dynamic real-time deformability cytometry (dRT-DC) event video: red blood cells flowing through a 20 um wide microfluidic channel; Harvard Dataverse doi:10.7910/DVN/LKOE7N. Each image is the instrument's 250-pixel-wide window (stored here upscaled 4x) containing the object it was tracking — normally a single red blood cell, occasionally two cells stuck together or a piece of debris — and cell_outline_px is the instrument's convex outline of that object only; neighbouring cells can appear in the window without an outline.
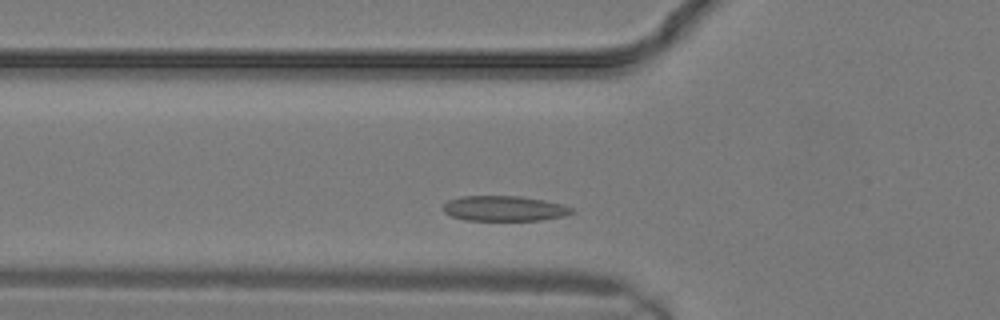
{"species": "common noctule bat (a hibernating species)", "species_latin": "Nyctalus noctula", "temperature_condition": "warm", "stored_images_in_passage": 7, "camera_frame_rate_fps": 3000, "um_per_image_px": 0.085, "animal": {"sex": "male", "body_mass_g": 19.2, "forearm_length_mm": 51.8}, "frame": {"image": 1, "passage_image": 3, "time_ms": 0.667, "image_size_px": [1000, 320], "cell_outline_px": [[576, 212], [564, 216], [540, 220], [464, 220], [452, 216], [444, 212], [444, 204], [448, 200], [460, 196], [520, 196], [544, 200], [564, 204], [572, 208]], "centroid_in_image_um": [42.89, 17.71], "position_along_channel_um": 82.9, "area_um2": 18.96}}
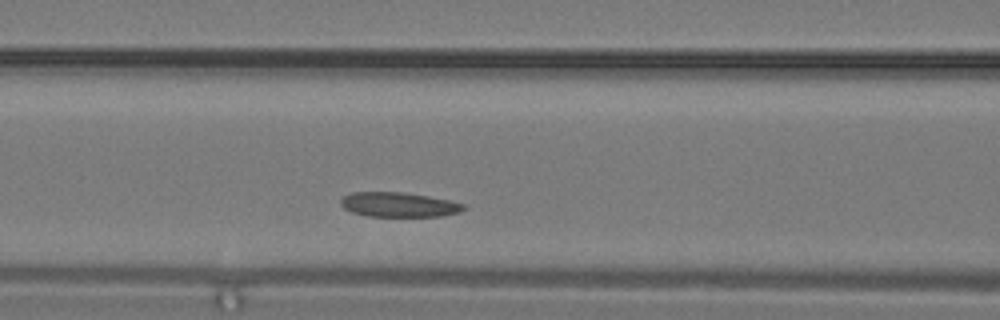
{"frame": {"image": 2, "passage_image": 5, "time_ms": 1.333, "image_size_px": [1000, 320], "cell_outline_px": [[468, 208], [460, 212], [440, 216], [368, 216], [352, 212], [344, 208], [340, 204], [340, 200], [344, 196], [352, 192], [404, 192], [428, 196], [448, 200], [464, 204]], "centroid_in_image_um": [33.9, 17.39], "position_along_channel_um": 132.7, "area_um2": 17.63}}
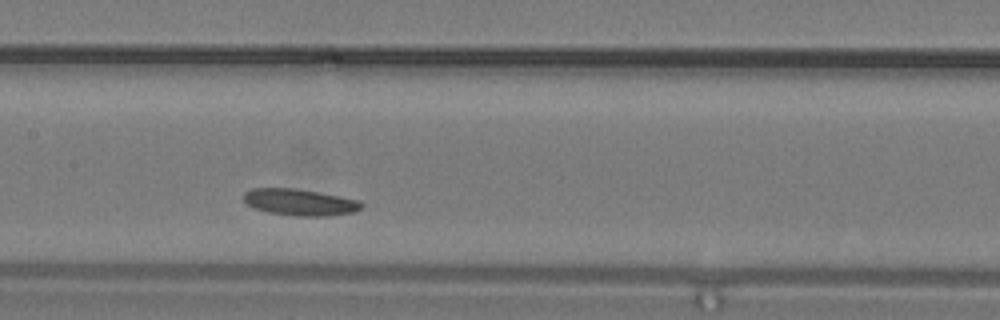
{"frame": {"image": 3, "passage_image": 7, "time_ms": 2.0, "image_size_px": [1000, 320], "cell_outline_px": [[364, 208], [352, 212], [324, 216], [296, 216], [268, 212], [256, 208], [248, 204], [244, 200], [244, 192], [252, 188], [296, 188], [340, 196], [360, 200], [364, 204]], "centroid_in_image_um": [25.52, 17.18], "position_along_channel_um": 181.9, "area_um2": 18.21}}